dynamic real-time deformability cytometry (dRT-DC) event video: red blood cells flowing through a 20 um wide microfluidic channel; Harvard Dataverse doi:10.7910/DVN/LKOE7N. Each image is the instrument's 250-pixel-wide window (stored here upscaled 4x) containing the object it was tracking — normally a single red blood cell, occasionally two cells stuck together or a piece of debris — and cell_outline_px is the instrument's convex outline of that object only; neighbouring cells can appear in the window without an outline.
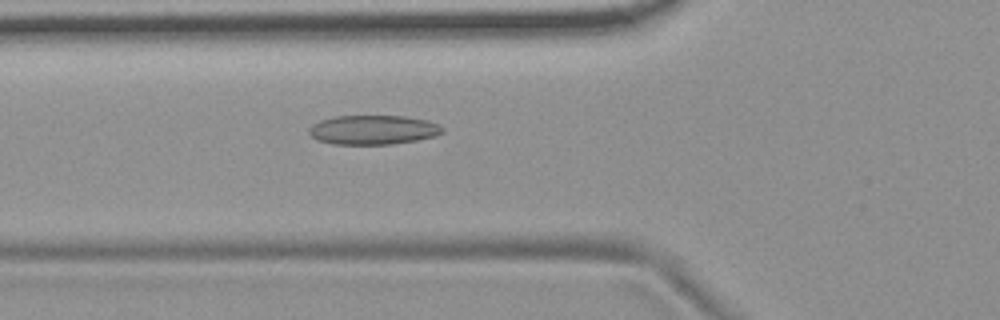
{"species": "common noctule bat (a hibernating species)", "species_latin": "Nyctalus noctula", "temperature_condition": "room temperature", "stored_images_in_passage": 42, "camera_frame_rate_fps": 3000, "um_per_image_px": 0.085, "animal": {"sex": "female", "body_mass_g": 19.9}, "frame": {"image": 1, "passage_image": 7, "time_ms": 2.0, "image_size_px": [1000, 320], "cell_outline_px": [[444, 132], [436, 136], [416, 140], [392, 144], [332, 144], [316, 140], [308, 132], [308, 128], [312, 124], [320, 120], [336, 116], [404, 116], [428, 120], [440, 124], [444, 128]], "centroid_in_image_um": [31.73, 11.03], "position_along_channel_um": 94.1, "area_um2": 23.0}}
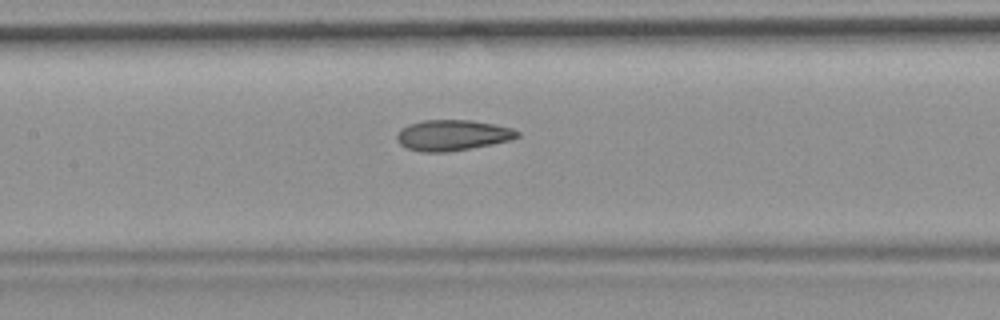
{"frame": {"image": 2, "passage_image": 13, "time_ms": 4.0, "image_size_px": [1000, 320], "cell_outline_px": [[520, 136], [512, 140], [492, 144], [448, 152], [424, 152], [408, 148], [400, 144], [396, 140], [396, 136], [400, 128], [408, 124], [424, 120], [472, 120], [512, 128], [520, 132]], "centroid_in_image_um": [38.46, 11.49], "position_along_channel_um": 168.9, "area_um2": 21.62}}
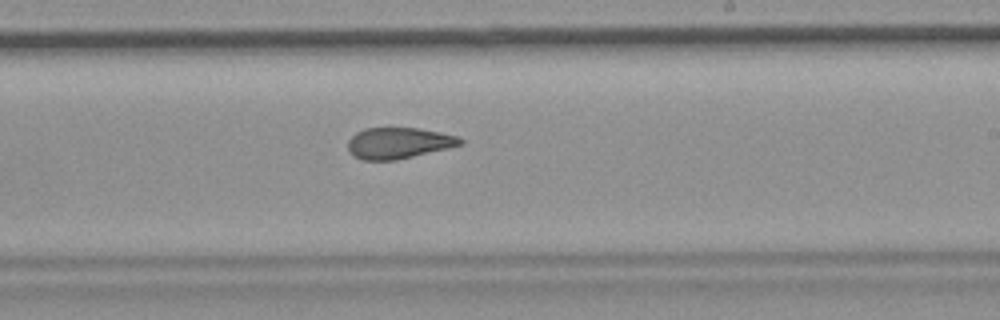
{"frame": {"image": 3, "passage_image": 20, "time_ms": 6.333, "image_size_px": [1000, 320], "cell_outline_px": [[464, 144], [448, 148], [396, 160], [360, 160], [352, 156], [348, 148], [348, 140], [356, 132], [364, 128], [420, 128], [460, 136], [464, 140]], "centroid_in_image_um": [33.89, 12.16], "position_along_channel_um": 255.1, "area_um2": 20.58}, "authors_computed_cell_mechanics": {"area_um2": 21.5305, "velocity_mm_per_s": 3.727, "shape_relaxation_time_tau1_ms": null, "shape_relaxation_time_tau2_ms": 3.2082, "deformation_change_tau1": null, "deformation_change_tau2": 0.1002}}